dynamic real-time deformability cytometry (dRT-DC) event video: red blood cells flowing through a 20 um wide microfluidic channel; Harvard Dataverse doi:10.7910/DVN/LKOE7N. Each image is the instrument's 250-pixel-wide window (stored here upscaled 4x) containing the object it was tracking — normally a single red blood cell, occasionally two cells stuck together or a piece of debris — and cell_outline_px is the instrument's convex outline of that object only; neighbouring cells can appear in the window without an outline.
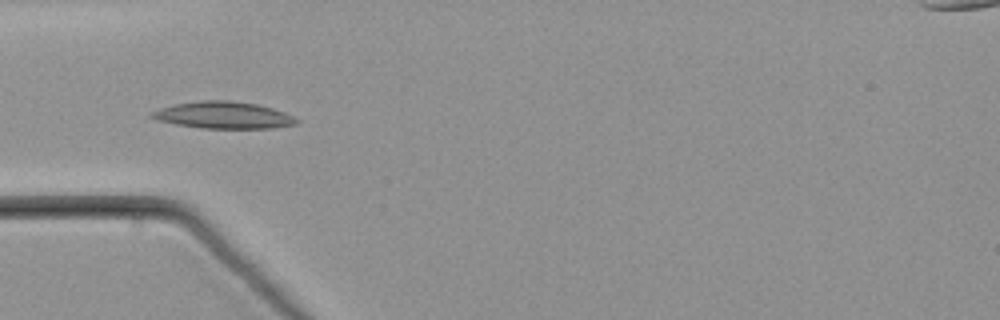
{"species": "common noctule bat (a hibernating species)", "species_latin": "Nyctalus noctula", "temperature_condition": "warm", "stored_images_in_passage": 11, "camera_frame_rate_fps": 3000, "um_per_image_px": 0.085, "animal": {"sex": "male", "body_mass_g": 21.5, "forearm_length_mm": 52.0}, "frame": {"image": 1, "passage_image": 1, "time_ms": 0.0, "image_size_px": [1000, 320], "cell_outline_px": [[300, 120], [296, 124], [272, 128], [200, 128], [176, 124], [156, 120], [148, 116], [152, 112], [160, 108], [176, 104], [200, 100], [232, 100], [256, 104], [272, 108], [284, 112]], "centroid_in_image_um": [18.98, 9.78], "position_along_channel_um": 66.0, "area_um2": 22.66}}